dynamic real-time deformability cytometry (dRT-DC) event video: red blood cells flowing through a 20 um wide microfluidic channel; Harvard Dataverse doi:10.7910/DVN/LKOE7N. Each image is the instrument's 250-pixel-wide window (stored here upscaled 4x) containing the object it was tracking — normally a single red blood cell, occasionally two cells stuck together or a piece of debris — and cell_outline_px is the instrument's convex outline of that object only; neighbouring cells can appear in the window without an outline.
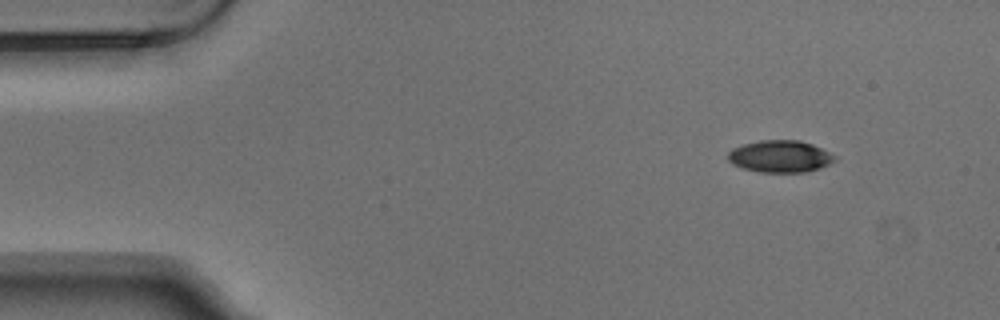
{"species": "Egyptian fruit bat (a non-hibernating species)", "species_latin": "Rousettus aegyptiacus", "temperature_condition": "warm", "stored_images_in_passage": 8, "camera_frame_rate_fps": 3000, "um_per_image_px": 0.085, "animal": {"sex": "male"}, "frame": {"image": 1, "passage_image": 1, "time_ms": 0.0, "image_size_px": [1000, 320], "cell_outline_px": [[836, 160], [820, 168], [804, 172], [760, 172], [744, 168], [732, 164], [728, 160], [728, 152], [732, 148], [744, 144], [760, 140], [800, 140], [812, 144], [836, 156]], "centroid_in_image_um": [66.29, 13.29], "position_along_channel_um": 18.7, "area_um2": 19.83}}
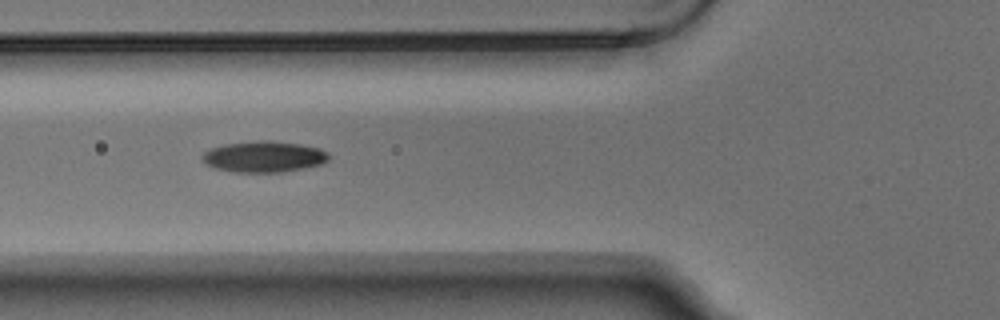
{"frame": {"image": 2, "passage_image": 5, "time_ms": 1.333, "image_size_px": [1000, 320], "cell_outline_px": [[328, 160], [320, 164], [304, 168], [280, 172], [232, 172], [212, 168], [200, 156], [204, 152], [212, 148], [224, 144], [256, 140], [268, 140], [300, 144], [320, 148], [328, 152]], "centroid_in_image_um": [22.41, 13.31], "position_along_channel_um": 103.4, "area_um2": 22.95}}
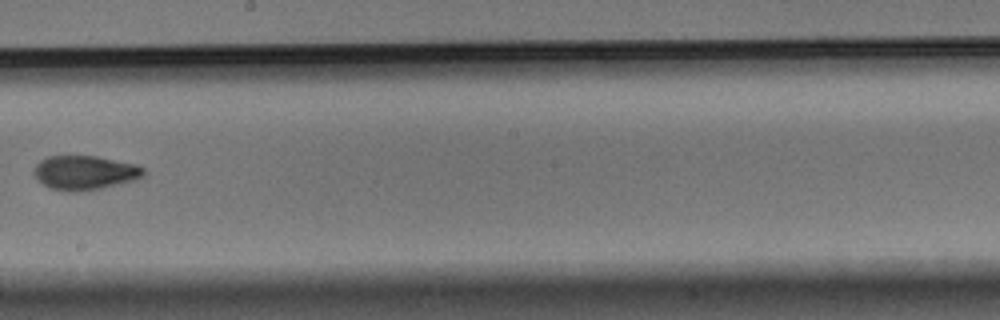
{"frame": {"image": 3, "passage_image": 8, "time_ms": 2.333, "image_size_px": [1000, 320], "cell_outline_px": [[144, 176], [136, 180], [120, 184], [100, 188], [76, 192], [64, 192], [48, 188], [32, 172], [36, 164], [40, 160], [48, 156], [96, 156], [136, 164], [144, 168]], "centroid_in_image_um": [7.21, 14.68], "position_along_channel_um": 241.0, "area_um2": 21.96}}